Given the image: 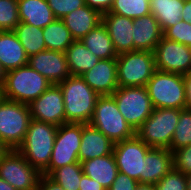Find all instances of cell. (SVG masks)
I'll list each match as a JSON object with an SVG mask.
<instances>
[{
  "label": "cell",
  "mask_w": 191,
  "mask_h": 190,
  "mask_svg": "<svg viewBox=\"0 0 191 190\" xmlns=\"http://www.w3.org/2000/svg\"><path fill=\"white\" fill-rule=\"evenodd\" d=\"M58 85L64 98L65 123H89L99 95L81 76L70 75Z\"/></svg>",
  "instance_id": "obj_1"
},
{
  "label": "cell",
  "mask_w": 191,
  "mask_h": 190,
  "mask_svg": "<svg viewBox=\"0 0 191 190\" xmlns=\"http://www.w3.org/2000/svg\"><path fill=\"white\" fill-rule=\"evenodd\" d=\"M56 125L31 119L22 144L17 151L41 173L48 167L52 155Z\"/></svg>",
  "instance_id": "obj_2"
},
{
  "label": "cell",
  "mask_w": 191,
  "mask_h": 190,
  "mask_svg": "<svg viewBox=\"0 0 191 190\" xmlns=\"http://www.w3.org/2000/svg\"><path fill=\"white\" fill-rule=\"evenodd\" d=\"M51 85L45 77L26 65L6 72L2 89L5 99L29 105Z\"/></svg>",
  "instance_id": "obj_3"
},
{
  "label": "cell",
  "mask_w": 191,
  "mask_h": 190,
  "mask_svg": "<svg viewBox=\"0 0 191 190\" xmlns=\"http://www.w3.org/2000/svg\"><path fill=\"white\" fill-rule=\"evenodd\" d=\"M89 124L101 131L114 144L136 135V131L119 112L111 95L98 97Z\"/></svg>",
  "instance_id": "obj_4"
},
{
  "label": "cell",
  "mask_w": 191,
  "mask_h": 190,
  "mask_svg": "<svg viewBox=\"0 0 191 190\" xmlns=\"http://www.w3.org/2000/svg\"><path fill=\"white\" fill-rule=\"evenodd\" d=\"M146 88L153 108L184 109L186 92L182 74L156 70Z\"/></svg>",
  "instance_id": "obj_5"
},
{
  "label": "cell",
  "mask_w": 191,
  "mask_h": 190,
  "mask_svg": "<svg viewBox=\"0 0 191 190\" xmlns=\"http://www.w3.org/2000/svg\"><path fill=\"white\" fill-rule=\"evenodd\" d=\"M180 111V109L154 108L152 114L136 130V135L150 147L169 148Z\"/></svg>",
  "instance_id": "obj_6"
},
{
  "label": "cell",
  "mask_w": 191,
  "mask_h": 190,
  "mask_svg": "<svg viewBox=\"0 0 191 190\" xmlns=\"http://www.w3.org/2000/svg\"><path fill=\"white\" fill-rule=\"evenodd\" d=\"M116 61L119 87L146 86L156 71L154 52L130 51L118 55Z\"/></svg>",
  "instance_id": "obj_7"
},
{
  "label": "cell",
  "mask_w": 191,
  "mask_h": 190,
  "mask_svg": "<svg viewBox=\"0 0 191 190\" xmlns=\"http://www.w3.org/2000/svg\"><path fill=\"white\" fill-rule=\"evenodd\" d=\"M30 120L28 104L4 98L0 102V140L17 150L24 141Z\"/></svg>",
  "instance_id": "obj_8"
},
{
  "label": "cell",
  "mask_w": 191,
  "mask_h": 190,
  "mask_svg": "<svg viewBox=\"0 0 191 190\" xmlns=\"http://www.w3.org/2000/svg\"><path fill=\"white\" fill-rule=\"evenodd\" d=\"M111 96L115 99L119 112L135 131L154 109L146 86L118 87Z\"/></svg>",
  "instance_id": "obj_9"
},
{
  "label": "cell",
  "mask_w": 191,
  "mask_h": 190,
  "mask_svg": "<svg viewBox=\"0 0 191 190\" xmlns=\"http://www.w3.org/2000/svg\"><path fill=\"white\" fill-rule=\"evenodd\" d=\"M82 123H63L56 132V138L48 167L42 175L48 176L53 170L79 162Z\"/></svg>",
  "instance_id": "obj_10"
},
{
  "label": "cell",
  "mask_w": 191,
  "mask_h": 190,
  "mask_svg": "<svg viewBox=\"0 0 191 190\" xmlns=\"http://www.w3.org/2000/svg\"><path fill=\"white\" fill-rule=\"evenodd\" d=\"M41 176L17 150L11 149L0 161V177L17 190H38Z\"/></svg>",
  "instance_id": "obj_11"
},
{
  "label": "cell",
  "mask_w": 191,
  "mask_h": 190,
  "mask_svg": "<svg viewBox=\"0 0 191 190\" xmlns=\"http://www.w3.org/2000/svg\"><path fill=\"white\" fill-rule=\"evenodd\" d=\"M151 148L137 135L115 143L113 154L118 171L141 183V175H144L145 156Z\"/></svg>",
  "instance_id": "obj_12"
},
{
  "label": "cell",
  "mask_w": 191,
  "mask_h": 190,
  "mask_svg": "<svg viewBox=\"0 0 191 190\" xmlns=\"http://www.w3.org/2000/svg\"><path fill=\"white\" fill-rule=\"evenodd\" d=\"M156 70L162 72L191 73V47L164 37L154 50Z\"/></svg>",
  "instance_id": "obj_13"
},
{
  "label": "cell",
  "mask_w": 191,
  "mask_h": 190,
  "mask_svg": "<svg viewBox=\"0 0 191 190\" xmlns=\"http://www.w3.org/2000/svg\"><path fill=\"white\" fill-rule=\"evenodd\" d=\"M31 119L59 127L65 123L63 93L59 85L52 84L42 95L29 104Z\"/></svg>",
  "instance_id": "obj_14"
},
{
  "label": "cell",
  "mask_w": 191,
  "mask_h": 190,
  "mask_svg": "<svg viewBox=\"0 0 191 190\" xmlns=\"http://www.w3.org/2000/svg\"><path fill=\"white\" fill-rule=\"evenodd\" d=\"M28 66L54 85L70 76L66 54L60 51L45 50L32 55L28 59Z\"/></svg>",
  "instance_id": "obj_15"
},
{
  "label": "cell",
  "mask_w": 191,
  "mask_h": 190,
  "mask_svg": "<svg viewBox=\"0 0 191 190\" xmlns=\"http://www.w3.org/2000/svg\"><path fill=\"white\" fill-rule=\"evenodd\" d=\"M99 96L112 95L118 89L116 59L100 60L81 76Z\"/></svg>",
  "instance_id": "obj_16"
},
{
  "label": "cell",
  "mask_w": 191,
  "mask_h": 190,
  "mask_svg": "<svg viewBox=\"0 0 191 190\" xmlns=\"http://www.w3.org/2000/svg\"><path fill=\"white\" fill-rule=\"evenodd\" d=\"M102 23L106 26L117 55L134 51V19L108 11L102 14Z\"/></svg>",
  "instance_id": "obj_17"
},
{
  "label": "cell",
  "mask_w": 191,
  "mask_h": 190,
  "mask_svg": "<svg viewBox=\"0 0 191 190\" xmlns=\"http://www.w3.org/2000/svg\"><path fill=\"white\" fill-rule=\"evenodd\" d=\"M114 143L89 123H82V136L79 149V162L107 156L113 153Z\"/></svg>",
  "instance_id": "obj_18"
},
{
  "label": "cell",
  "mask_w": 191,
  "mask_h": 190,
  "mask_svg": "<svg viewBox=\"0 0 191 190\" xmlns=\"http://www.w3.org/2000/svg\"><path fill=\"white\" fill-rule=\"evenodd\" d=\"M163 37V32L153 14L134 19L133 44L134 51L154 52Z\"/></svg>",
  "instance_id": "obj_19"
},
{
  "label": "cell",
  "mask_w": 191,
  "mask_h": 190,
  "mask_svg": "<svg viewBox=\"0 0 191 190\" xmlns=\"http://www.w3.org/2000/svg\"><path fill=\"white\" fill-rule=\"evenodd\" d=\"M173 168V153L168 148L152 147L145 156L141 184H156Z\"/></svg>",
  "instance_id": "obj_20"
},
{
  "label": "cell",
  "mask_w": 191,
  "mask_h": 190,
  "mask_svg": "<svg viewBox=\"0 0 191 190\" xmlns=\"http://www.w3.org/2000/svg\"><path fill=\"white\" fill-rule=\"evenodd\" d=\"M70 31L74 40H81L92 29L102 23V14L84 5L73 10L61 19Z\"/></svg>",
  "instance_id": "obj_21"
},
{
  "label": "cell",
  "mask_w": 191,
  "mask_h": 190,
  "mask_svg": "<svg viewBox=\"0 0 191 190\" xmlns=\"http://www.w3.org/2000/svg\"><path fill=\"white\" fill-rule=\"evenodd\" d=\"M25 49L14 31H0V64L8 72L28 65Z\"/></svg>",
  "instance_id": "obj_22"
},
{
  "label": "cell",
  "mask_w": 191,
  "mask_h": 190,
  "mask_svg": "<svg viewBox=\"0 0 191 190\" xmlns=\"http://www.w3.org/2000/svg\"><path fill=\"white\" fill-rule=\"evenodd\" d=\"M81 165L83 174L100 183L106 190L110 188L119 172L113 153L85 160Z\"/></svg>",
  "instance_id": "obj_23"
},
{
  "label": "cell",
  "mask_w": 191,
  "mask_h": 190,
  "mask_svg": "<svg viewBox=\"0 0 191 190\" xmlns=\"http://www.w3.org/2000/svg\"><path fill=\"white\" fill-rule=\"evenodd\" d=\"M20 22L44 28L56 18L47 0H17Z\"/></svg>",
  "instance_id": "obj_24"
},
{
  "label": "cell",
  "mask_w": 191,
  "mask_h": 190,
  "mask_svg": "<svg viewBox=\"0 0 191 190\" xmlns=\"http://www.w3.org/2000/svg\"><path fill=\"white\" fill-rule=\"evenodd\" d=\"M80 41L100 60L116 59L118 57L106 26L103 23L92 29Z\"/></svg>",
  "instance_id": "obj_25"
},
{
  "label": "cell",
  "mask_w": 191,
  "mask_h": 190,
  "mask_svg": "<svg viewBox=\"0 0 191 190\" xmlns=\"http://www.w3.org/2000/svg\"><path fill=\"white\" fill-rule=\"evenodd\" d=\"M65 54L68 69L72 76H82L100 61V59L90 52L79 40H75L66 50Z\"/></svg>",
  "instance_id": "obj_26"
},
{
  "label": "cell",
  "mask_w": 191,
  "mask_h": 190,
  "mask_svg": "<svg viewBox=\"0 0 191 190\" xmlns=\"http://www.w3.org/2000/svg\"><path fill=\"white\" fill-rule=\"evenodd\" d=\"M185 0H149L150 13L157 19L162 32L181 21Z\"/></svg>",
  "instance_id": "obj_27"
},
{
  "label": "cell",
  "mask_w": 191,
  "mask_h": 190,
  "mask_svg": "<svg viewBox=\"0 0 191 190\" xmlns=\"http://www.w3.org/2000/svg\"><path fill=\"white\" fill-rule=\"evenodd\" d=\"M46 50L66 52L75 41L61 19H56L43 28Z\"/></svg>",
  "instance_id": "obj_28"
},
{
  "label": "cell",
  "mask_w": 191,
  "mask_h": 190,
  "mask_svg": "<svg viewBox=\"0 0 191 190\" xmlns=\"http://www.w3.org/2000/svg\"><path fill=\"white\" fill-rule=\"evenodd\" d=\"M14 32L28 57L46 50L43 28H37L27 23L19 22Z\"/></svg>",
  "instance_id": "obj_29"
},
{
  "label": "cell",
  "mask_w": 191,
  "mask_h": 190,
  "mask_svg": "<svg viewBox=\"0 0 191 190\" xmlns=\"http://www.w3.org/2000/svg\"><path fill=\"white\" fill-rule=\"evenodd\" d=\"M82 175V165L76 162L53 170L48 177L65 190H79Z\"/></svg>",
  "instance_id": "obj_30"
},
{
  "label": "cell",
  "mask_w": 191,
  "mask_h": 190,
  "mask_svg": "<svg viewBox=\"0 0 191 190\" xmlns=\"http://www.w3.org/2000/svg\"><path fill=\"white\" fill-rule=\"evenodd\" d=\"M110 13L131 19L141 18L150 14L149 0H114Z\"/></svg>",
  "instance_id": "obj_31"
},
{
  "label": "cell",
  "mask_w": 191,
  "mask_h": 190,
  "mask_svg": "<svg viewBox=\"0 0 191 190\" xmlns=\"http://www.w3.org/2000/svg\"><path fill=\"white\" fill-rule=\"evenodd\" d=\"M188 145H191V111L182 109L168 149L173 152Z\"/></svg>",
  "instance_id": "obj_32"
},
{
  "label": "cell",
  "mask_w": 191,
  "mask_h": 190,
  "mask_svg": "<svg viewBox=\"0 0 191 190\" xmlns=\"http://www.w3.org/2000/svg\"><path fill=\"white\" fill-rule=\"evenodd\" d=\"M19 22L17 0H0V31H14Z\"/></svg>",
  "instance_id": "obj_33"
},
{
  "label": "cell",
  "mask_w": 191,
  "mask_h": 190,
  "mask_svg": "<svg viewBox=\"0 0 191 190\" xmlns=\"http://www.w3.org/2000/svg\"><path fill=\"white\" fill-rule=\"evenodd\" d=\"M163 37L191 47V24L181 20L167 28L163 32Z\"/></svg>",
  "instance_id": "obj_34"
},
{
  "label": "cell",
  "mask_w": 191,
  "mask_h": 190,
  "mask_svg": "<svg viewBox=\"0 0 191 190\" xmlns=\"http://www.w3.org/2000/svg\"><path fill=\"white\" fill-rule=\"evenodd\" d=\"M155 185L157 190H187V178L184 173L172 168Z\"/></svg>",
  "instance_id": "obj_35"
},
{
  "label": "cell",
  "mask_w": 191,
  "mask_h": 190,
  "mask_svg": "<svg viewBox=\"0 0 191 190\" xmlns=\"http://www.w3.org/2000/svg\"><path fill=\"white\" fill-rule=\"evenodd\" d=\"M56 19H62L64 16L86 5L85 0H47Z\"/></svg>",
  "instance_id": "obj_36"
},
{
  "label": "cell",
  "mask_w": 191,
  "mask_h": 190,
  "mask_svg": "<svg viewBox=\"0 0 191 190\" xmlns=\"http://www.w3.org/2000/svg\"><path fill=\"white\" fill-rule=\"evenodd\" d=\"M172 153L173 168L185 175L191 173V145L181 147Z\"/></svg>",
  "instance_id": "obj_37"
},
{
  "label": "cell",
  "mask_w": 191,
  "mask_h": 190,
  "mask_svg": "<svg viewBox=\"0 0 191 190\" xmlns=\"http://www.w3.org/2000/svg\"><path fill=\"white\" fill-rule=\"evenodd\" d=\"M139 182L124 173L118 172L108 190H135Z\"/></svg>",
  "instance_id": "obj_38"
},
{
  "label": "cell",
  "mask_w": 191,
  "mask_h": 190,
  "mask_svg": "<svg viewBox=\"0 0 191 190\" xmlns=\"http://www.w3.org/2000/svg\"><path fill=\"white\" fill-rule=\"evenodd\" d=\"M85 2L90 8L105 14L111 9L114 0H85Z\"/></svg>",
  "instance_id": "obj_39"
},
{
  "label": "cell",
  "mask_w": 191,
  "mask_h": 190,
  "mask_svg": "<svg viewBox=\"0 0 191 190\" xmlns=\"http://www.w3.org/2000/svg\"><path fill=\"white\" fill-rule=\"evenodd\" d=\"M79 190H106L100 183L83 174L81 176Z\"/></svg>",
  "instance_id": "obj_40"
},
{
  "label": "cell",
  "mask_w": 191,
  "mask_h": 190,
  "mask_svg": "<svg viewBox=\"0 0 191 190\" xmlns=\"http://www.w3.org/2000/svg\"><path fill=\"white\" fill-rule=\"evenodd\" d=\"M38 190H65L61 185L51 180L48 176L42 175L39 180Z\"/></svg>",
  "instance_id": "obj_41"
},
{
  "label": "cell",
  "mask_w": 191,
  "mask_h": 190,
  "mask_svg": "<svg viewBox=\"0 0 191 190\" xmlns=\"http://www.w3.org/2000/svg\"><path fill=\"white\" fill-rule=\"evenodd\" d=\"M183 80L186 92L184 109L191 111V73L184 74Z\"/></svg>",
  "instance_id": "obj_42"
},
{
  "label": "cell",
  "mask_w": 191,
  "mask_h": 190,
  "mask_svg": "<svg viewBox=\"0 0 191 190\" xmlns=\"http://www.w3.org/2000/svg\"><path fill=\"white\" fill-rule=\"evenodd\" d=\"M181 19L191 24V0L184 1V9L182 10Z\"/></svg>",
  "instance_id": "obj_43"
},
{
  "label": "cell",
  "mask_w": 191,
  "mask_h": 190,
  "mask_svg": "<svg viewBox=\"0 0 191 190\" xmlns=\"http://www.w3.org/2000/svg\"><path fill=\"white\" fill-rule=\"evenodd\" d=\"M11 150L4 142L0 140V161Z\"/></svg>",
  "instance_id": "obj_44"
},
{
  "label": "cell",
  "mask_w": 191,
  "mask_h": 190,
  "mask_svg": "<svg viewBox=\"0 0 191 190\" xmlns=\"http://www.w3.org/2000/svg\"><path fill=\"white\" fill-rule=\"evenodd\" d=\"M135 190H157L155 184H141L139 183Z\"/></svg>",
  "instance_id": "obj_45"
},
{
  "label": "cell",
  "mask_w": 191,
  "mask_h": 190,
  "mask_svg": "<svg viewBox=\"0 0 191 190\" xmlns=\"http://www.w3.org/2000/svg\"><path fill=\"white\" fill-rule=\"evenodd\" d=\"M0 190H17V189L0 177Z\"/></svg>",
  "instance_id": "obj_46"
},
{
  "label": "cell",
  "mask_w": 191,
  "mask_h": 190,
  "mask_svg": "<svg viewBox=\"0 0 191 190\" xmlns=\"http://www.w3.org/2000/svg\"><path fill=\"white\" fill-rule=\"evenodd\" d=\"M6 71L3 69L2 65L0 64V86L2 87L5 81Z\"/></svg>",
  "instance_id": "obj_47"
},
{
  "label": "cell",
  "mask_w": 191,
  "mask_h": 190,
  "mask_svg": "<svg viewBox=\"0 0 191 190\" xmlns=\"http://www.w3.org/2000/svg\"><path fill=\"white\" fill-rule=\"evenodd\" d=\"M187 178V190H191V173L186 174Z\"/></svg>",
  "instance_id": "obj_48"
},
{
  "label": "cell",
  "mask_w": 191,
  "mask_h": 190,
  "mask_svg": "<svg viewBox=\"0 0 191 190\" xmlns=\"http://www.w3.org/2000/svg\"><path fill=\"white\" fill-rule=\"evenodd\" d=\"M4 99V95H3V89L0 86V102Z\"/></svg>",
  "instance_id": "obj_49"
}]
</instances>
